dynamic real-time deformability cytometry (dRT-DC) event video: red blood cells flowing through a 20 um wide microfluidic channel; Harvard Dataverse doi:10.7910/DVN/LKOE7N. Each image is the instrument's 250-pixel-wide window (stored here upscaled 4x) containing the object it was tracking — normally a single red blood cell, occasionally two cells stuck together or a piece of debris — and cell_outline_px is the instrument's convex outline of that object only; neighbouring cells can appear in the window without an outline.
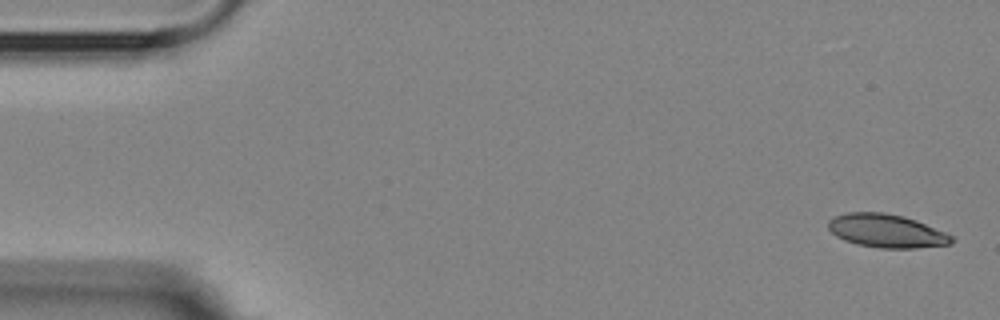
{"species": "Egyptian fruit bat (a non-hibernating species)", "species_latin": "Rousettus aegyptiacus", "temperature_condition": "room temperature", "stored_images_in_passage": 5, "camera_frame_rate_fps": 3000, "um_per_image_px": 0.085, "animal": {"sex": "female"}, "frame": {"image": 1, "passage_image": 1, "time_ms": 0.0, "image_size_px": [1000, 320], "cell_outline_px": [[956, 240], [952, 244], [916, 248], [880, 248], [856, 244], [844, 240], [836, 236], [828, 228], [828, 220], [836, 216], [848, 212], [884, 212], [904, 216], [916, 220], [944, 232], [952, 236]], "centroid_in_image_um": [75.36, 19.63], "position_along_channel_um": 9.6, "area_um2": 24.04}}
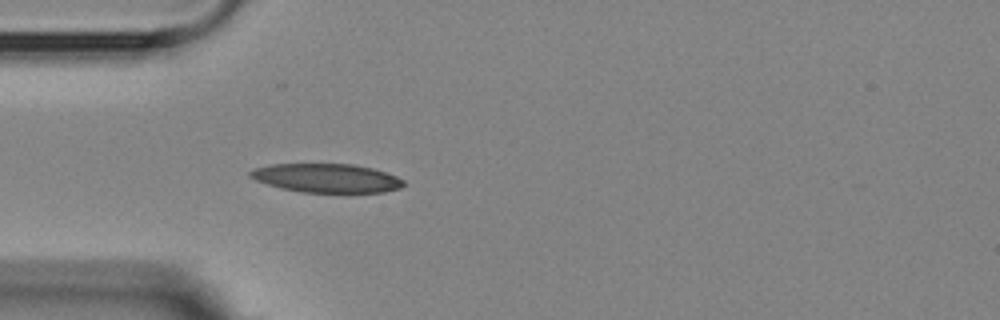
{"frame": {"image": 2, "passage_image": 5, "time_ms": 4.667, "image_size_px": [1000, 320], "cell_outline_px": [[404, 184], [400, 188], [384, 192], [304, 192], [284, 188], [268, 184], [256, 180], [248, 176], [248, 172], [256, 168], [272, 164], [352, 164], [372, 168], [396, 176], [404, 180]], "centroid_in_image_um": [27.77, 15.13], "position_along_channel_um": 57.2, "area_um2": 25.43}}